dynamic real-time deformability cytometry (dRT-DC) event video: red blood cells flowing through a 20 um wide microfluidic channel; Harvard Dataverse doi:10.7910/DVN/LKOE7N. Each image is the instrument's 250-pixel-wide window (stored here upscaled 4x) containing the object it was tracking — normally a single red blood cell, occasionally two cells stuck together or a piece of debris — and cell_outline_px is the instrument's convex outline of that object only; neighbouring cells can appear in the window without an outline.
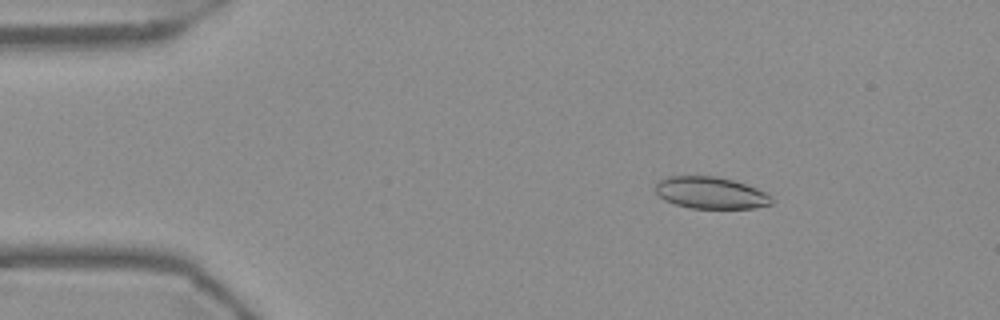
{"species": "Egyptian fruit bat (a non-hibernating species)", "species_latin": "Rousettus aegyptiacus", "temperature_condition": "warm", "stored_images_in_passage": 17, "camera_frame_rate_fps": 3000, "um_per_image_px": 0.085, "frame": {"image": 1, "passage_image": 8, "time_ms": 2.333, "image_size_px": [1000, 320], "cell_outline_px": [[776, 200], [772, 204], [756, 208], [688, 208], [664, 200], [656, 192], [656, 184], [660, 180], [668, 176], [716, 176], [732, 180], [756, 188], [772, 196]], "centroid_in_image_um": [60.44, 16.4], "position_along_channel_um": 24.6, "area_um2": 21.56}}